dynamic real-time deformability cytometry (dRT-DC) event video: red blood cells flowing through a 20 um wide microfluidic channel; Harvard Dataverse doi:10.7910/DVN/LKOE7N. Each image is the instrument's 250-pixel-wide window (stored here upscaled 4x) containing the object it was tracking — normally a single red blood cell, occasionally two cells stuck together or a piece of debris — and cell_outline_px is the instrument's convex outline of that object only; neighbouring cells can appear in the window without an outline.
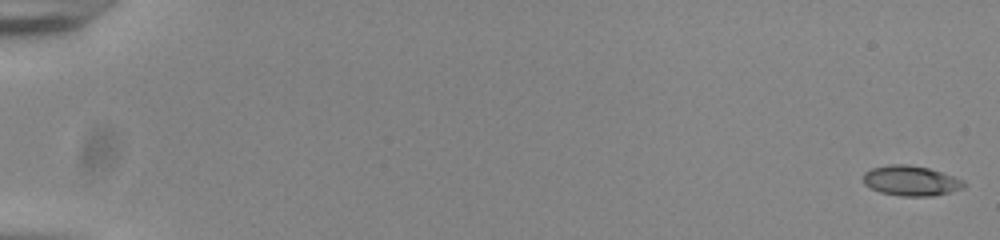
{"species": "common noctule bat (a hibernating species)", "species_latin": "Nyctalus noctula", "temperature_condition": "room temperature", "stored_images_in_passage": 55, "camera_frame_rate_fps": 3000, "um_per_image_px": 0.085, "animal": {"sex": "male", "body_mass_g": 20.0, "forearm_length_mm": 53.3}, "frame": {"image": 1, "passage_image": 1, "time_ms": 0.0, "image_size_px": [1000, 240], "cell_outline_px": [[968, 184], [964, 188], [932, 196], [900, 196], [880, 192], [868, 188], [864, 184], [864, 172], [872, 168], [888, 164], [908, 164], [928, 168], [964, 180]], "centroid_in_image_um": [77.41, 15.36], "position_along_channel_um": 7.6, "area_um2": 17.74}}
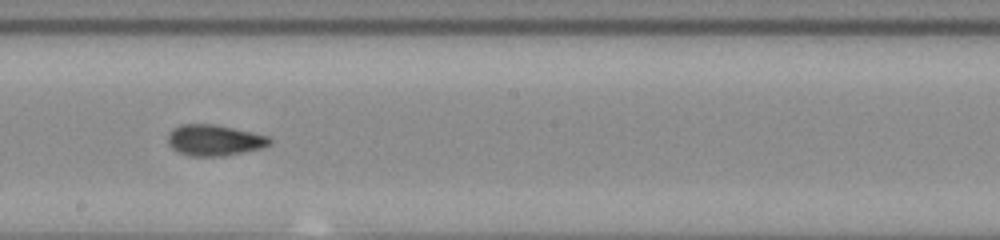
{"frame": {"image": 2, "passage_image": 33, "time_ms": 10.667, "image_size_px": [1000, 240], "cell_outline_px": [[272, 144], [264, 148], [224, 156], [188, 156], [176, 152], [168, 144], [168, 132], [172, 128], [180, 124], [216, 124], [252, 132], [268, 136], [272, 140]], "centroid_in_image_um": [18.21, 11.92], "position_along_channel_um": 230.0, "area_um2": 18.79}}
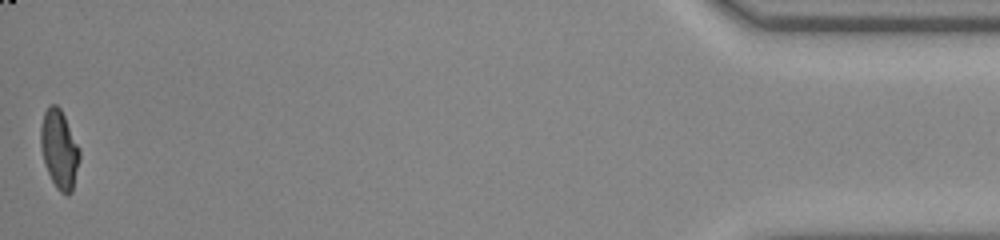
{"frame": {"image": 3, "passage_image": 55, "time_ms": 18.0, "image_size_px": [1000, 240], "cell_outline_px": [[80, 160], [72, 192], [68, 196], [60, 192], [56, 188], [48, 172], [44, 160], [40, 144], [40, 128], [44, 112], [48, 104], [56, 104], [60, 108], [80, 148]], "centroid_in_image_um": [5.05, 12.69], "position_along_channel_um": 430.2, "area_um2": 17.92}, "authors_computed_cell_mechanics": {"area_um2": 17.9758, "velocity_mm_per_s": 3.8597, "shape_relaxation_time_tau1_ms": null, "shape_relaxation_time_tau2_ms": 1.4885, "deformation_change_tau1": null, "deformation_change_tau2": 0.0817}}